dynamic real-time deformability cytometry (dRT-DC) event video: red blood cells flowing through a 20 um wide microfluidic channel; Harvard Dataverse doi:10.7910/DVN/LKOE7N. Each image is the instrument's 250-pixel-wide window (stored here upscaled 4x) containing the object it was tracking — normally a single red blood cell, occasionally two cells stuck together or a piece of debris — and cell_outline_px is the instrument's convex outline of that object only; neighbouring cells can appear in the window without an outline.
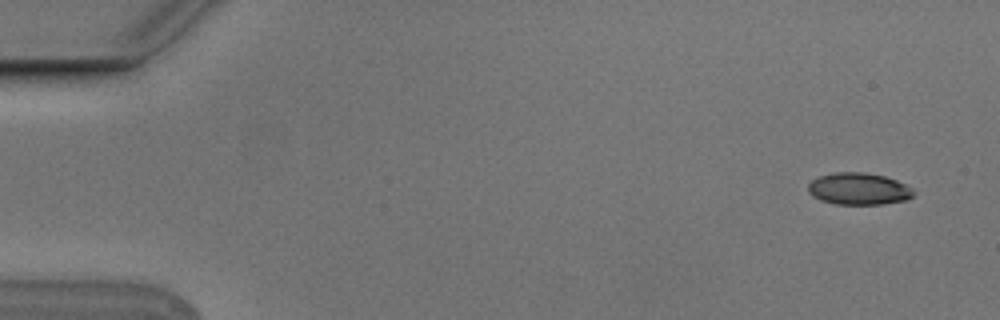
{"species": "Egyptian fruit bat (a non-hibernating species)", "species_latin": "Rousettus aegyptiacus", "temperature_condition": "cold", "stored_images_in_passage": 53, "camera_frame_rate_fps": 3000, "um_per_image_px": 0.085, "animal": {"sex": "male"}, "frame": {"image": 1, "passage_image": 2, "time_ms": 0.333, "image_size_px": [1000, 320], "cell_outline_px": [[916, 192], [912, 196], [904, 200], [880, 204], [836, 204], [820, 200], [812, 196], [808, 192], [808, 184], [812, 180], [820, 176], [836, 172], [864, 172], [884, 176], [896, 180], [912, 188]], "centroid_in_image_um": [72.97, 16.05], "position_along_channel_um": 12.0, "area_um2": 19.54}}
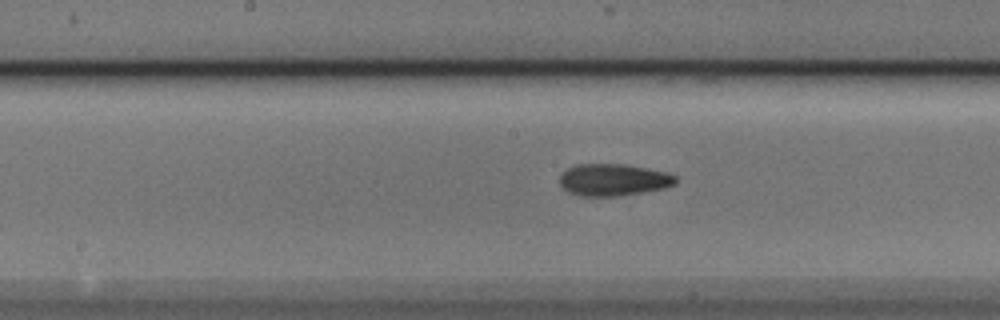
{"frame": {"image": 2, "passage_image": 27, "time_ms": 8.667, "image_size_px": [1000, 320], "cell_outline_px": [[676, 184], [664, 188], [616, 196], [580, 196], [568, 192], [560, 184], [560, 176], [568, 168], [576, 164], [620, 164], [668, 172], [676, 176]], "centroid_in_image_um": [52.13, 15.28], "position_along_channel_um": 196.1, "area_um2": 21.39}}
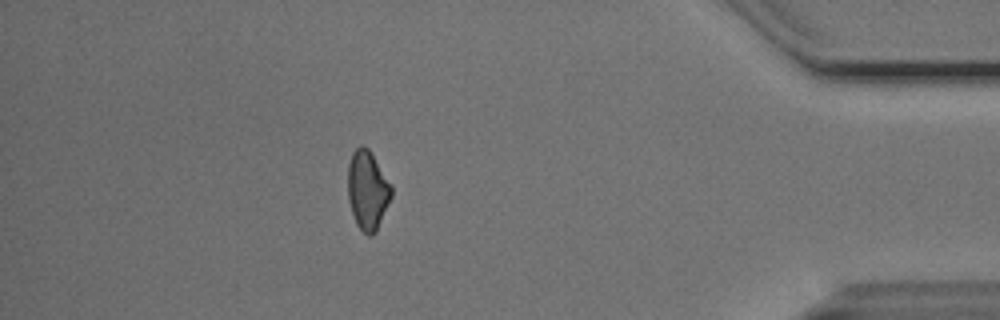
{"frame": {"image": 3, "passage_image": 47, "time_ms": 15.333, "image_size_px": [1000, 320], "cell_outline_px": [[392, 196], [376, 232], [372, 236], [368, 236], [356, 224], [348, 200], [348, 164], [352, 152], [360, 144], [364, 144], [368, 148], [392, 188]], "centroid_in_image_um": [31.22, 16.17], "position_along_channel_um": 404.0, "area_um2": 19.88}, "authors_computed_cell_mechanics": {"area_um2": 20.4612, "velocity_mm_per_s": 3.7772, "shape_relaxation_time_tau1_ms": 4.7692, "shape_relaxation_time_tau2_ms": 3.1906, "deformation_change_tau1": 0.1218, "deformation_change_tau2": 0.0969}}